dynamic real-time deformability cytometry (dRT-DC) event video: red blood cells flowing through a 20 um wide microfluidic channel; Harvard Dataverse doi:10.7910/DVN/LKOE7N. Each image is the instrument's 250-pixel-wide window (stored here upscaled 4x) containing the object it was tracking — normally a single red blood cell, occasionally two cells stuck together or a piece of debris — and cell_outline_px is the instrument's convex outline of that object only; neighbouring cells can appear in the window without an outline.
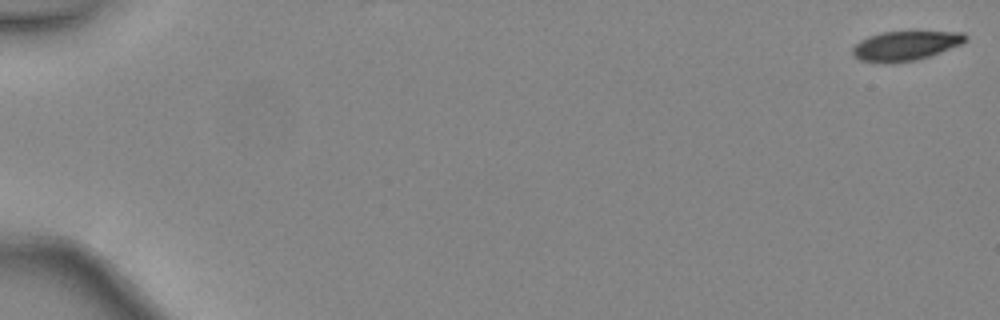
{"species": "common noctule bat (a hibernating species)", "species_latin": "Nyctalus noctula", "temperature_condition": "warm", "stored_images_in_passage": 30, "camera_frame_rate_fps": 3000, "um_per_image_px": 0.085, "animal": {"sex": "female", "body_mass_g": 24.6, "forearm_length_mm": 56.2}, "frame": {"image": 1, "passage_image": 1, "time_ms": 0.0, "image_size_px": [1000, 320], "cell_outline_px": [[968, 40], [960, 44], [940, 52], [916, 60], [860, 60], [852, 52], [852, 48], [860, 40], [868, 36], [880, 32], [964, 32], [968, 36]], "centroid_in_image_um": [77.01, 3.83], "position_along_channel_um": 8.0, "area_um2": 18.5}}
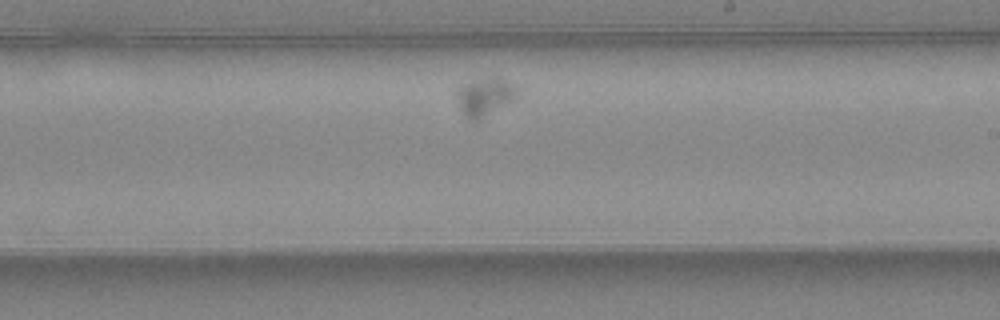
{"frame": {"image": 2, "passage_image": 18, "time_ms": 5.667, "image_size_px": [1000, 320], "cell_outline_px": [[516, 100], [476, 120], [468, 120], [464, 116], [456, 96], [456, 88], [460, 84], [472, 80], [496, 76], [516, 84]], "centroid_in_image_um": [41.2, 8.18], "position_along_channel_um": 247.8, "area_um2": 13.58}}
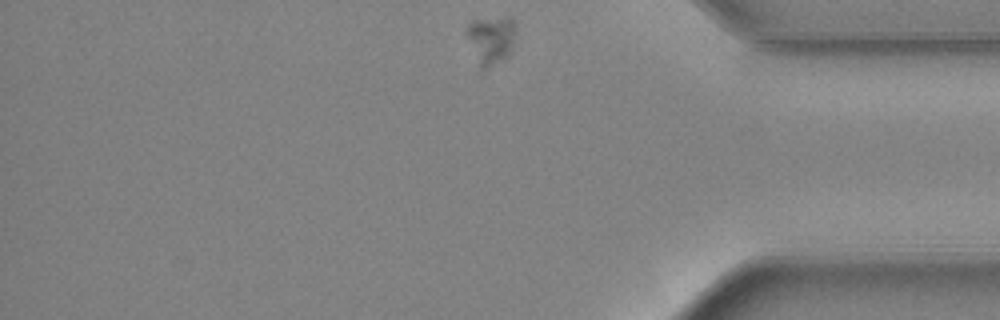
{"frame": {"image": 3, "passage_image": 30, "time_ms": 9.667, "image_size_px": [1000, 320], "cell_outline_px": [[516, 28], [512, 44], [508, 56], [504, 60], [480, 72], [464, 32], [468, 24], [472, 20], [504, 16], [512, 16], [516, 24]], "centroid_in_image_um": [41.71, 3.38], "position_along_channel_um": 393.5, "area_um2": 14.51}}